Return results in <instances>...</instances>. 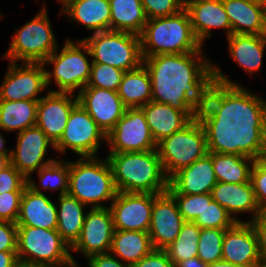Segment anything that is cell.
I'll list each match as a JSON object with an SVG mask.
<instances>
[{"label":"cell","mask_w":266,"mask_h":267,"mask_svg":"<svg viewBox=\"0 0 266 267\" xmlns=\"http://www.w3.org/2000/svg\"><path fill=\"white\" fill-rule=\"evenodd\" d=\"M207 267H240V266H237V265L230 263L228 261H225V260H219V261H215L213 263H208Z\"/></svg>","instance_id":"f5cc1de1"},{"label":"cell","mask_w":266,"mask_h":267,"mask_svg":"<svg viewBox=\"0 0 266 267\" xmlns=\"http://www.w3.org/2000/svg\"><path fill=\"white\" fill-rule=\"evenodd\" d=\"M147 19L174 15L185 8L184 0H141Z\"/></svg>","instance_id":"60d3db41"},{"label":"cell","mask_w":266,"mask_h":267,"mask_svg":"<svg viewBox=\"0 0 266 267\" xmlns=\"http://www.w3.org/2000/svg\"><path fill=\"white\" fill-rule=\"evenodd\" d=\"M185 222H194L206 206V193L203 194H171Z\"/></svg>","instance_id":"ab89813d"},{"label":"cell","mask_w":266,"mask_h":267,"mask_svg":"<svg viewBox=\"0 0 266 267\" xmlns=\"http://www.w3.org/2000/svg\"><path fill=\"white\" fill-rule=\"evenodd\" d=\"M57 48L46 4H43L31 21L20 29L15 28V35L2 58L10 62L43 63Z\"/></svg>","instance_id":"30bf717a"},{"label":"cell","mask_w":266,"mask_h":267,"mask_svg":"<svg viewBox=\"0 0 266 267\" xmlns=\"http://www.w3.org/2000/svg\"><path fill=\"white\" fill-rule=\"evenodd\" d=\"M254 267H266V260L260 258V259L255 263Z\"/></svg>","instance_id":"6f0895ef"},{"label":"cell","mask_w":266,"mask_h":267,"mask_svg":"<svg viewBox=\"0 0 266 267\" xmlns=\"http://www.w3.org/2000/svg\"><path fill=\"white\" fill-rule=\"evenodd\" d=\"M27 186V178L12 164L0 171V194L12 191H24Z\"/></svg>","instance_id":"ee69618b"},{"label":"cell","mask_w":266,"mask_h":267,"mask_svg":"<svg viewBox=\"0 0 266 267\" xmlns=\"http://www.w3.org/2000/svg\"><path fill=\"white\" fill-rule=\"evenodd\" d=\"M229 55L250 76L259 72L266 48L264 35L231 34L227 37Z\"/></svg>","instance_id":"f1b7e54d"},{"label":"cell","mask_w":266,"mask_h":267,"mask_svg":"<svg viewBox=\"0 0 266 267\" xmlns=\"http://www.w3.org/2000/svg\"><path fill=\"white\" fill-rule=\"evenodd\" d=\"M69 161L68 194L92 208L107 207L102 203L112 202L118 191L116 189L111 165L105 156L80 157Z\"/></svg>","instance_id":"5b68a950"},{"label":"cell","mask_w":266,"mask_h":267,"mask_svg":"<svg viewBox=\"0 0 266 267\" xmlns=\"http://www.w3.org/2000/svg\"><path fill=\"white\" fill-rule=\"evenodd\" d=\"M11 150L12 149L9 150L7 147H5V138L0 133V155H11Z\"/></svg>","instance_id":"11a10c76"},{"label":"cell","mask_w":266,"mask_h":267,"mask_svg":"<svg viewBox=\"0 0 266 267\" xmlns=\"http://www.w3.org/2000/svg\"><path fill=\"white\" fill-rule=\"evenodd\" d=\"M43 63L10 62L0 85V101H39L47 89Z\"/></svg>","instance_id":"5bb4252c"},{"label":"cell","mask_w":266,"mask_h":267,"mask_svg":"<svg viewBox=\"0 0 266 267\" xmlns=\"http://www.w3.org/2000/svg\"><path fill=\"white\" fill-rule=\"evenodd\" d=\"M253 1L262 2L266 4V0H253Z\"/></svg>","instance_id":"680465c9"},{"label":"cell","mask_w":266,"mask_h":267,"mask_svg":"<svg viewBox=\"0 0 266 267\" xmlns=\"http://www.w3.org/2000/svg\"><path fill=\"white\" fill-rule=\"evenodd\" d=\"M106 157L118 192L161 194L167 191L169 179L157 149L108 153Z\"/></svg>","instance_id":"3957f363"},{"label":"cell","mask_w":266,"mask_h":267,"mask_svg":"<svg viewBox=\"0 0 266 267\" xmlns=\"http://www.w3.org/2000/svg\"><path fill=\"white\" fill-rule=\"evenodd\" d=\"M174 267H207V264L201 261L198 257H194L176 263Z\"/></svg>","instance_id":"816d5d0a"},{"label":"cell","mask_w":266,"mask_h":267,"mask_svg":"<svg viewBox=\"0 0 266 267\" xmlns=\"http://www.w3.org/2000/svg\"><path fill=\"white\" fill-rule=\"evenodd\" d=\"M130 267H174L165 250L153 249L148 255Z\"/></svg>","instance_id":"bcb514c9"},{"label":"cell","mask_w":266,"mask_h":267,"mask_svg":"<svg viewBox=\"0 0 266 267\" xmlns=\"http://www.w3.org/2000/svg\"><path fill=\"white\" fill-rule=\"evenodd\" d=\"M264 112L266 100L228 78L214 64L213 75L193 100L191 122L209 127L220 136L245 135Z\"/></svg>","instance_id":"6da1fadb"},{"label":"cell","mask_w":266,"mask_h":267,"mask_svg":"<svg viewBox=\"0 0 266 267\" xmlns=\"http://www.w3.org/2000/svg\"><path fill=\"white\" fill-rule=\"evenodd\" d=\"M127 108H140L152 100L150 74L144 64L126 71L117 91Z\"/></svg>","instance_id":"1f68e13d"},{"label":"cell","mask_w":266,"mask_h":267,"mask_svg":"<svg viewBox=\"0 0 266 267\" xmlns=\"http://www.w3.org/2000/svg\"><path fill=\"white\" fill-rule=\"evenodd\" d=\"M110 30L140 35L147 23L141 0H109Z\"/></svg>","instance_id":"d6a6232c"},{"label":"cell","mask_w":266,"mask_h":267,"mask_svg":"<svg viewBox=\"0 0 266 267\" xmlns=\"http://www.w3.org/2000/svg\"><path fill=\"white\" fill-rule=\"evenodd\" d=\"M184 223L177 203L168 191L154 194L148 231L154 249L164 250L168 247L176 239Z\"/></svg>","instance_id":"ac0fdd59"},{"label":"cell","mask_w":266,"mask_h":267,"mask_svg":"<svg viewBox=\"0 0 266 267\" xmlns=\"http://www.w3.org/2000/svg\"><path fill=\"white\" fill-rule=\"evenodd\" d=\"M11 165V155H0V171Z\"/></svg>","instance_id":"db71d44e"},{"label":"cell","mask_w":266,"mask_h":267,"mask_svg":"<svg viewBox=\"0 0 266 267\" xmlns=\"http://www.w3.org/2000/svg\"><path fill=\"white\" fill-rule=\"evenodd\" d=\"M41 185L36 184L31 177L27 178V186L33 191L42 193L41 189L57 191L58 196L68 193L69 161L56 159L42 167L38 172Z\"/></svg>","instance_id":"e575fe53"},{"label":"cell","mask_w":266,"mask_h":267,"mask_svg":"<svg viewBox=\"0 0 266 267\" xmlns=\"http://www.w3.org/2000/svg\"><path fill=\"white\" fill-rule=\"evenodd\" d=\"M16 225L57 229V205L43 192H35L26 186Z\"/></svg>","instance_id":"d4e9b609"},{"label":"cell","mask_w":266,"mask_h":267,"mask_svg":"<svg viewBox=\"0 0 266 267\" xmlns=\"http://www.w3.org/2000/svg\"><path fill=\"white\" fill-rule=\"evenodd\" d=\"M231 34L264 35L266 4L253 0H222Z\"/></svg>","instance_id":"484cf974"},{"label":"cell","mask_w":266,"mask_h":267,"mask_svg":"<svg viewBox=\"0 0 266 267\" xmlns=\"http://www.w3.org/2000/svg\"><path fill=\"white\" fill-rule=\"evenodd\" d=\"M18 262L17 251H0V267H16Z\"/></svg>","instance_id":"f907efd6"},{"label":"cell","mask_w":266,"mask_h":267,"mask_svg":"<svg viewBox=\"0 0 266 267\" xmlns=\"http://www.w3.org/2000/svg\"><path fill=\"white\" fill-rule=\"evenodd\" d=\"M139 37L142 57L203 52L185 8L171 16L148 19Z\"/></svg>","instance_id":"277c9868"},{"label":"cell","mask_w":266,"mask_h":267,"mask_svg":"<svg viewBox=\"0 0 266 267\" xmlns=\"http://www.w3.org/2000/svg\"><path fill=\"white\" fill-rule=\"evenodd\" d=\"M193 33L202 45L211 38L213 28H222L226 38L231 35V24L222 0H184Z\"/></svg>","instance_id":"7402d4cb"},{"label":"cell","mask_w":266,"mask_h":267,"mask_svg":"<svg viewBox=\"0 0 266 267\" xmlns=\"http://www.w3.org/2000/svg\"><path fill=\"white\" fill-rule=\"evenodd\" d=\"M57 199V231L71 248L80 237L86 217V205L68 193L58 196Z\"/></svg>","instance_id":"4dcf8cb0"},{"label":"cell","mask_w":266,"mask_h":267,"mask_svg":"<svg viewBox=\"0 0 266 267\" xmlns=\"http://www.w3.org/2000/svg\"><path fill=\"white\" fill-rule=\"evenodd\" d=\"M226 229L201 228L197 257L204 263L222 260V245Z\"/></svg>","instance_id":"74e56055"},{"label":"cell","mask_w":266,"mask_h":267,"mask_svg":"<svg viewBox=\"0 0 266 267\" xmlns=\"http://www.w3.org/2000/svg\"><path fill=\"white\" fill-rule=\"evenodd\" d=\"M211 195L213 201L224 207L237 222H241V219H238L236 214L251 213L253 217L249 220L252 221L262 212L257 204L251 181L239 184L217 182Z\"/></svg>","instance_id":"cb8c5ba5"},{"label":"cell","mask_w":266,"mask_h":267,"mask_svg":"<svg viewBox=\"0 0 266 267\" xmlns=\"http://www.w3.org/2000/svg\"><path fill=\"white\" fill-rule=\"evenodd\" d=\"M113 233V218L109 207L90 208L86 213L80 237L71 247V252H80L86 258L109 253Z\"/></svg>","instance_id":"e0dca14e"},{"label":"cell","mask_w":266,"mask_h":267,"mask_svg":"<svg viewBox=\"0 0 266 267\" xmlns=\"http://www.w3.org/2000/svg\"><path fill=\"white\" fill-rule=\"evenodd\" d=\"M250 180L257 204L262 212H266V168L257 159L253 163Z\"/></svg>","instance_id":"7bdbcfd3"},{"label":"cell","mask_w":266,"mask_h":267,"mask_svg":"<svg viewBox=\"0 0 266 267\" xmlns=\"http://www.w3.org/2000/svg\"><path fill=\"white\" fill-rule=\"evenodd\" d=\"M264 37L266 39V21H265V32H264Z\"/></svg>","instance_id":"91938a15"},{"label":"cell","mask_w":266,"mask_h":267,"mask_svg":"<svg viewBox=\"0 0 266 267\" xmlns=\"http://www.w3.org/2000/svg\"><path fill=\"white\" fill-rule=\"evenodd\" d=\"M58 49L43 62L44 65L53 64L52 71L45 68L47 87L52 84L53 79L57 86V90L48 91L75 94L79 88L80 92L86 87L90 78L92 60L89 61L87 58L91 57L89 47L83 39L77 41L66 39L60 53Z\"/></svg>","instance_id":"9c48e42d"},{"label":"cell","mask_w":266,"mask_h":267,"mask_svg":"<svg viewBox=\"0 0 266 267\" xmlns=\"http://www.w3.org/2000/svg\"><path fill=\"white\" fill-rule=\"evenodd\" d=\"M87 261L88 267H130L110 253L90 256Z\"/></svg>","instance_id":"681fc988"},{"label":"cell","mask_w":266,"mask_h":267,"mask_svg":"<svg viewBox=\"0 0 266 267\" xmlns=\"http://www.w3.org/2000/svg\"><path fill=\"white\" fill-rule=\"evenodd\" d=\"M259 259L257 234L249 220L236 222L225 230L222 260L240 267H254Z\"/></svg>","instance_id":"44dd1931"},{"label":"cell","mask_w":266,"mask_h":267,"mask_svg":"<svg viewBox=\"0 0 266 267\" xmlns=\"http://www.w3.org/2000/svg\"><path fill=\"white\" fill-rule=\"evenodd\" d=\"M109 153L149 151L157 149L145 115L140 108H127L122 118L107 134Z\"/></svg>","instance_id":"4fadbf2b"},{"label":"cell","mask_w":266,"mask_h":267,"mask_svg":"<svg viewBox=\"0 0 266 267\" xmlns=\"http://www.w3.org/2000/svg\"><path fill=\"white\" fill-rule=\"evenodd\" d=\"M70 251L57 229L17 226V256L20 262L50 267L78 266Z\"/></svg>","instance_id":"ba28073f"},{"label":"cell","mask_w":266,"mask_h":267,"mask_svg":"<svg viewBox=\"0 0 266 267\" xmlns=\"http://www.w3.org/2000/svg\"><path fill=\"white\" fill-rule=\"evenodd\" d=\"M0 251H17V225L0 220Z\"/></svg>","instance_id":"f6af8a7d"},{"label":"cell","mask_w":266,"mask_h":267,"mask_svg":"<svg viewBox=\"0 0 266 267\" xmlns=\"http://www.w3.org/2000/svg\"><path fill=\"white\" fill-rule=\"evenodd\" d=\"M256 159L254 127L245 135L220 136L212 145V164L218 182H250Z\"/></svg>","instance_id":"52a82bcc"},{"label":"cell","mask_w":266,"mask_h":267,"mask_svg":"<svg viewBox=\"0 0 266 267\" xmlns=\"http://www.w3.org/2000/svg\"><path fill=\"white\" fill-rule=\"evenodd\" d=\"M77 104V95L52 91H47L38 101L36 126L54 145L62 137L70 113Z\"/></svg>","instance_id":"ffe728a7"},{"label":"cell","mask_w":266,"mask_h":267,"mask_svg":"<svg viewBox=\"0 0 266 267\" xmlns=\"http://www.w3.org/2000/svg\"><path fill=\"white\" fill-rule=\"evenodd\" d=\"M77 97L78 104L88 112L106 136L127 109L116 91L84 87Z\"/></svg>","instance_id":"d6986e66"},{"label":"cell","mask_w":266,"mask_h":267,"mask_svg":"<svg viewBox=\"0 0 266 267\" xmlns=\"http://www.w3.org/2000/svg\"><path fill=\"white\" fill-rule=\"evenodd\" d=\"M23 192L12 191L0 194V220L16 224Z\"/></svg>","instance_id":"b9f144b4"},{"label":"cell","mask_w":266,"mask_h":267,"mask_svg":"<svg viewBox=\"0 0 266 267\" xmlns=\"http://www.w3.org/2000/svg\"><path fill=\"white\" fill-rule=\"evenodd\" d=\"M250 223L257 234L260 258L266 260V212H261Z\"/></svg>","instance_id":"c3c4849f"},{"label":"cell","mask_w":266,"mask_h":267,"mask_svg":"<svg viewBox=\"0 0 266 267\" xmlns=\"http://www.w3.org/2000/svg\"><path fill=\"white\" fill-rule=\"evenodd\" d=\"M106 135L88 112L77 104L71 111L64 133L54 150L64 154L68 149L80 157L97 156Z\"/></svg>","instance_id":"7c38bea8"},{"label":"cell","mask_w":266,"mask_h":267,"mask_svg":"<svg viewBox=\"0 0 266 267\" xmlns=\"http://www.w3.org/2000/svg\"><path fill=\"white\" fill-rule=\"evenodd\" d=\"M254 146L257 160L266 168V118L254 126Z\"/></svg>","instance_id":"7dc6e473"},{"label":"cell","mask_w":266,"mask_h":267,"mask_svg":"<svg viewBox=\"0 0 266 267\" xmlns=\"http://www.w3.org/2000/svg\"><path fill=\"white\" fill-rule=\"evenodd\" d=\"M16 267H50L46 265H38V264H29V263H24V262H18Z\"/></svg>","instance_id":"9f6ffc18"},{"label":"cell","mask_w":266,"mask_h":267,"mask_svg":"<svg viewBox=\"0 0 266 267\" xmlns=\"http://www.w3.org/2000/svg\"><path fill=\"white\" fill-rule=\"evenodd\" d=\"M63 13L93 33L110 31L109 0H64L61 14L64 15Z\"/></svg>","instance_id":"4316f807"},{"label":"cell","mask_w":266,"mask_h":267,"mask_svg":"<svg viewBox=\"0 0 266 267\" xmlns=\"http://www.w3.org/2000/svg\"><path fill=\"white\" fill-rule=\"evenodd\" d=\"M153 249L148 232L114 230L109 253L131 266Z\"/></svg>","instance_id":"f546056e"},{"label":"cell","mask_w":266,"mask_h":267,"mask_svg":"<svg viewBox=\"0 0 266 267\" xmlns=\"http://www.w3.org/2000/svg\"><path fill=\"white\" fill-rule=\"evenodd\" d=\"M153 201L154 194L118 192L109 205L114 230L148 232Z\"/></svg>","instance_id":"9a60e30c"},{"label":"cell","mask_w":266,"mask_h":267,"mask_svg":"<svg viewBox=\"0 0 266 267\" xmlns=\"http://www.w3.org/2000/svg\"><path fill=\"white\" fill-rule=\"evenodd\" d=\"M140 109L156 143L180 131L191 122V111H179L168 104L151 100Z\"/></svg>","instance_id":"83f0119b"},{"label":"cell","mask_w":266,"mask_h":267,"mask_svg":"<svg viewBox=\"0 0 266 267\" xmlns=\"http://www.w3.org/2000/svg\"><path fill=\"white\" fill-rule=\"evenodd\" d=\"M212 164V146L208 153L190 166L180 169L169 179L170 194L211 193L217 183Z\"/></svg>","instance_id":"603a6c76"},{"label":"cell","mask_w":266,"mask_h":267,"mask_svg":"<svg viewBox=\"0 0 266 267\" xmlns=\"http://www.w3.org/2000/svg\"><path fill=\"white\" fill-rule=\"evenodd\" d=\"M201 228L194 222H185L176 239L164 250L174 263L197 257Z\"/></svg>","instance_id":"d590c367"},{"label":"cell","mask_w":266,"mask_h":267,"mask_svg":"<svg viewBox=\"0 0 266 267\" xmlns=\"http://www.w3.org/2000/svg\"><path fill=\"white\" fill-rule=\"evenodd\" d=\"M237 221L216 201L211 193H206V206L195 219L194 223L200 228L228 229Z\"/></svg>","instance_id":"8d00e7d4"},{"label":"cell","mask_w":266,"mask_h":267,"mask_svg":"<svg viewBox=\"0 0 266 267\" xmlns=\"http://www.w3.org/2000/svg\"><path fill=\"white\" fill-rule=\"evenodd\" d=\"M90 78L86 87L118 91L125 71L107 64L91 62Z\"/></svg>","instance_id":"f35d334b"},{"label":"cell","mask_w":266,"mask_h":267,"mask_svg":"<svg viewBox=\"0 0 266 267\" xmlns=\"http://www.w3.org/2000/svg\"><path fill=\"white\" fill-rule=\"evenodd\" d=\"M16 137V148L11 150V164L26 178L57 159L45 160L49 147L55 145L38 126L17 133Z\"/></svg>","instance_id":"2e32d148"},{"label":"cell","mask_w":266,"mask_h":267,"mask_svg":"<svg viewBox=\"0 0 266 267\" xmlns=\"http://www.w3.org/2000/svg\"><path fill=\"white\" fill-rule=\"evenodd\" d=\"M203 52L143 57L152 85V101L191 111L198 90L213 75Z\"/></svg>","instance_id":"7a4b0ae2"},{"label":"cell","mask_w":266,"mask_h":267,"mask_svg":"<svg viewBox=\"0 0 266 267\" xmlns=\"http://www.w3.org/2000/svg\"><path fill=\"white\" fill-rule=\"evenodd\" d=\"M94 63L107 64L123 71L143 64L140 37L133 33L104 31L83 38Z\"/></svg>","instance_id":"8fae6325"},{"label":"cell","mask_w":266,"mask_h":267,"mask_svg":"<svg viewBox=\"0 0 266 267\" xmlns=\"http://www.w3.org/2000/svg\"><path fill=\"white\" fill-rule=\"evenodd\" d=\"M219 137L213 129L190 122L163 138L157 143V151L167 178L203 158Z\"/></svg>","instance_id":"8992f818"},{"label":"cell","mask_w":266,"mask_h":267,"mask_svg":"<svg viewBox=\"0 0 266 267\" xmlns=\"http://www.w3.org/2000/svg\"><path fill=\"white\" fill-rule=\"evenodd\" d=\"M38 101H0V129L17 133L35 126Z\"/></svg>","instance_id":"836d02e7"}]
</instances>
